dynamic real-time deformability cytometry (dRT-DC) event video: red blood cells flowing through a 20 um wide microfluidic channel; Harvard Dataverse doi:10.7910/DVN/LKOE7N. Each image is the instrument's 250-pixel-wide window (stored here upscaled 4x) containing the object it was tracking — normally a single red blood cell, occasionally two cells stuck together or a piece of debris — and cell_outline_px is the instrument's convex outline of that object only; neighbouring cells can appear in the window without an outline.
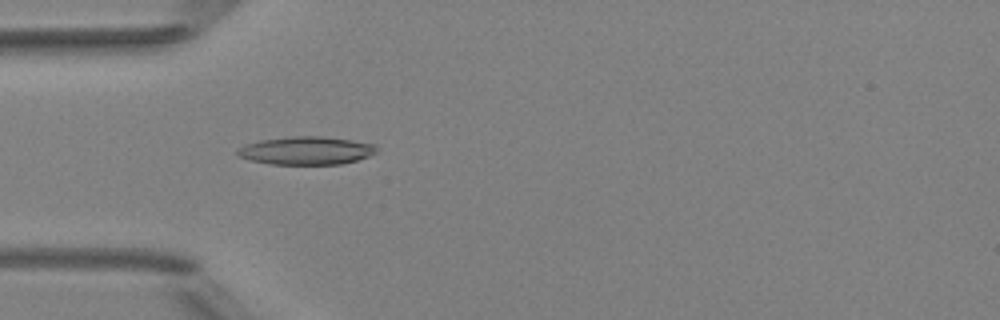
{"species": "Egyptian fruit bat (a non-hibernating species)", "species_latin": "Rousettus aegyptiacus", "temperature_condition": "room temperature", "stored_images_in_passage": 5, "camera_frame_rate_fps": 3000, "um_per_image_px": 0.085, "animal": {"sex": "female"}, "frame": {"image": 1, "passage_image": 5, "time_ms": 4.667, "image_size_px": [1000, 320], "cell_outline_px": [[376, 152], [368, 156], [356, 160], [340, 164], [272, 164], [252, 160], [236, 156], [236, 152], [240, 148], [248, 144], [260, 140], [292, 136], [320, 136], [352, 140], [376, 144]], "centroid_in_image_um": [26.04, 12.79], "position_along_channel_um": 59.0, "area_um2": 22.54}}